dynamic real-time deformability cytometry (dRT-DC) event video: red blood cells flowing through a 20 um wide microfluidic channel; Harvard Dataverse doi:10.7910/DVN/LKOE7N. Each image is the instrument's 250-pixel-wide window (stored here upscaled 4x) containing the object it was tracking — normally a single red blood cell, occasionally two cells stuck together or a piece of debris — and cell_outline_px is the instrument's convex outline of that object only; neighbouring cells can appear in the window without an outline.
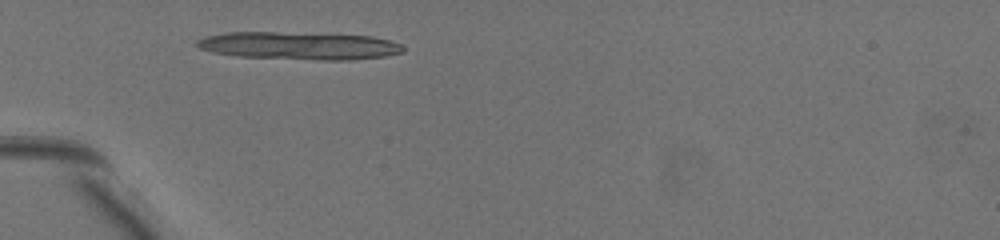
{"species": "common noctule bat (a hibernating species)", "species_latin": "Nyctalus noctula", "temperature_condition": "warm", "stored_images_in_passage": 25, "camera_frame_rate_fps": 3000, "um_per_image_px": 0.085, "animal": {"sex": "female", "body_mass_g": 19.5, "forearm_length_mm": 54.1}, "frame": {"image": 1, "passage_image": 1, "time_ms": 0.0, "image_size_px": [1000, 240], "cell_outline_px": [[404, 52], [384, 56], [348, 60], [324, 60], [236, 56], [212, 52], [200, 48], [196, 44], [196, 40], [204, 36], [224, 32], [276, 32], [372, 36], [404, 44]], "centroid_in_image_um": [25.41, 3.88], "position_along_channel_um": 59.6, "area_um2": 33.23}}